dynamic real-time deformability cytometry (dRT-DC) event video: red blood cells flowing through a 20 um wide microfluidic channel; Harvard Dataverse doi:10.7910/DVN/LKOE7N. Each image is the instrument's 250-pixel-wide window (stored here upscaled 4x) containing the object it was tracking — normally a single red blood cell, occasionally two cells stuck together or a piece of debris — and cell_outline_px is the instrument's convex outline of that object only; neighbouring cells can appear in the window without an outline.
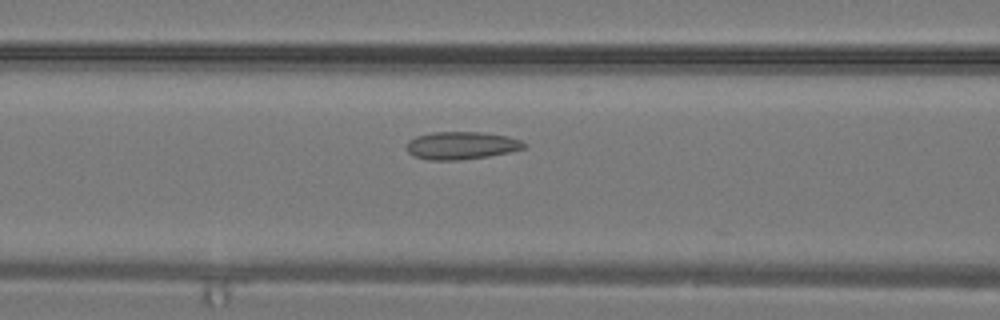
{"species": "common noctule bat (a hibernating species)", "species_latin": "Nyctalus noctula", "temperature_condition": "warm", "stored_images_in_passage": 23, "camera_frame_rate_fps": 3000, "um_per_image_px": 0.085, "animal": {"sex": "male", "body_mass_g": 19.2, "forearm_length_mm": 51.8}, "frame": {"image": 1, "passage_image": 8, "time_ms": 2.333, "image_size_px": [1000, 320], "cell_outline_px": [[528, 144], [524, 148], [508, 152], [488, 156], [460, 160], [428, 160], [416, 156], [408, 152], [408, 140], [416, 136], [432, 132], [480, 132], [508, 136], [520, 140]], "centroid_in_image_um": [39.23, 12.36], "position_along_channel_um": 127.4, "area_um2": 18.84}}
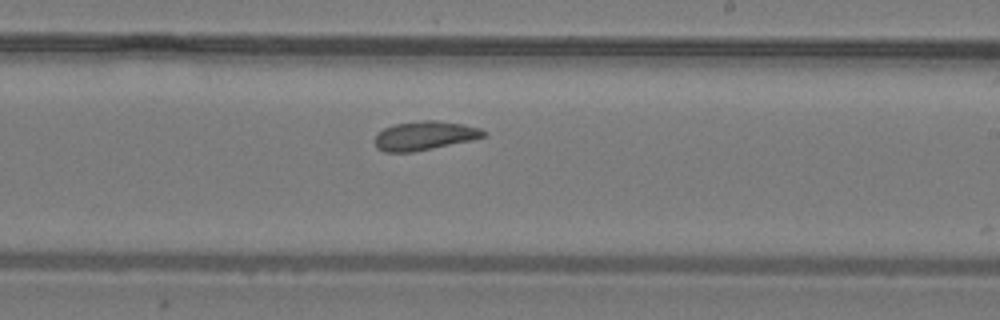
{"frame": {"image": 2, "passage_image": 14, "time_ms": 4.333, "image_size_px": [1000, 320], "cell_outline_px": [[488, 136], [472, 140], [412, 152], [384, 152], [376, 148], [376, 132], [384, 128], [396, 124], [420, 120], [436, 120], [464, 124], [480, 128], [488, 132]], "centroid_in_image_um": [36.12, 11.52], "position_along_channel_um": 252.9, "area_um2": 18.44}}
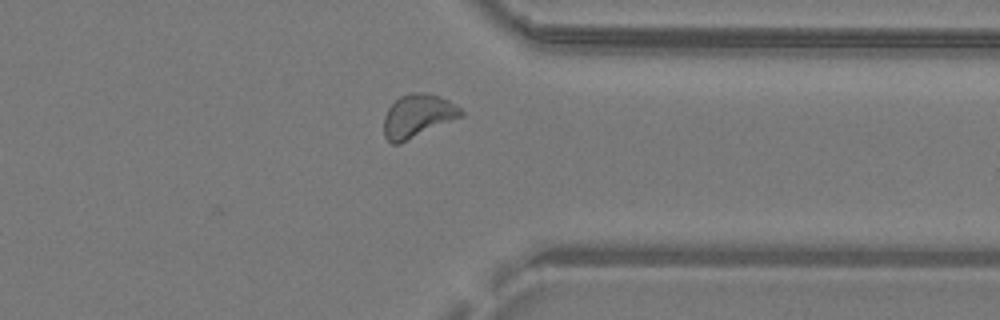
{"frame": {"image": 3, "passage_image": 20, "time_ms": 6.333, "image_size_px": [1000, 320], "cell_outline_px": [[464, 116], [400, 144], [392, 144], [384, 136], [384, 116], [388, 108], [400, 96], [412, 92], [428, 92], [440, 96], [448, 100], [460, 108], [464, 112]], "centroid_in_image_um": [35.52, 9.85], "position_along_channel_um": 375.9, "area_um2": 19.65}}